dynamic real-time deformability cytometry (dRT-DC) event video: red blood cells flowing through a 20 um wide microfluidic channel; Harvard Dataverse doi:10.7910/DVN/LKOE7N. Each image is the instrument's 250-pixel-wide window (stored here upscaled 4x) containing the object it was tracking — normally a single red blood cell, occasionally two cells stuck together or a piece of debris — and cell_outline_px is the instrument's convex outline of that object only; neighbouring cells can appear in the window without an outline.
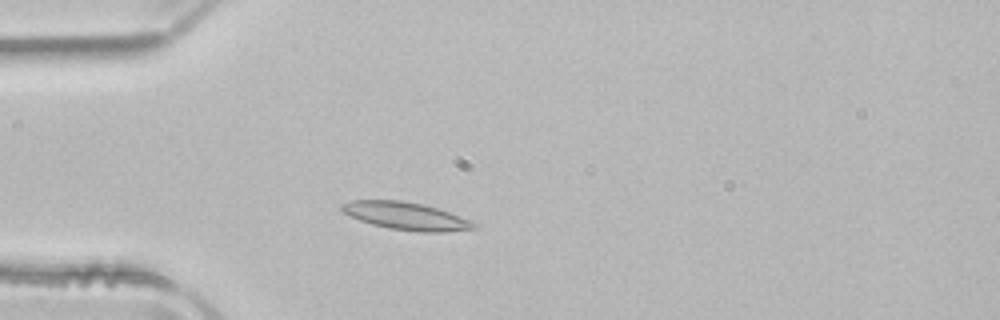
{"species": "common noctule bat (a hibernating species)", "species_latin": "Nyctalus noctula", "temperature_condition": "room temperature", "stored_images_in_passage": 46, "camera_frame_rate_fps": 3000, "um_per_image_px": 0.085, "animal": {"sex": "male", "body_mass_g": 21.5, "forearm_length_mm": 52.0}, "frame": {"image": 1, "passage_image": 9, "time_ms": 2.667, "image_size_px": [1000, 320], "cell_outline_px": [[476, 228], [444, 232], [420, 232], [388, 228], [372, 224], [360, 220], [344, 212], [340, 208], [340, 204], [352, 200], [400, 200], [424, 204], [472, 220], [476, 224]], "centroid_in_image_um": [34.52, 18.36], "position_along_channel_um": 50.5, "area_um2": 21.15}}
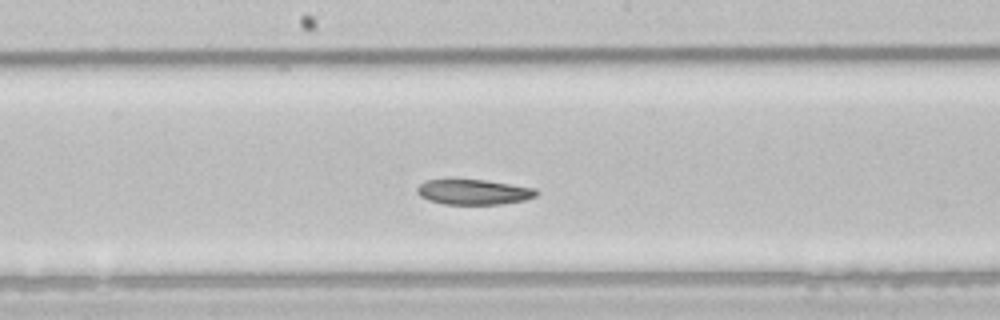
{"frame": {"image": 2, "passage_image": 22, "time_ms": 7.0, "image_size_px": [1000, 320], "cell_outline_px": [[540, 192], [536, 196], [524, 200], [500, 204], [444, 204], [428, 200], [420, 196], [416, 192], [416, 188], [424, 180], [484, 180], [536, 188]], "centroid_in_image_um": [40.26, 16.32], "position_along_channel_um": 207.9, "area_um2": 17.46}}
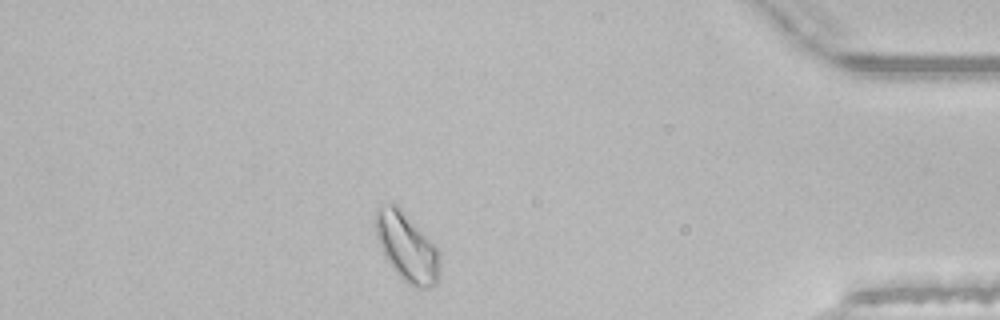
{"frame": {"image": 3, "passage_image": 40, "time_ms": 13.0, "image_size_px": [1000, 320], "cell_outline_px": [[440, 276], [436, 284], [424, 288], [416, 288], [408, 284], [392, 268], [376, 236], [376, 208], [388, 204], [396, 204], [400, 208], [436, 248], [440, 264]], "centroid_in_image_um": [34.59, 21.04], "position_along_channel_um": 400.6, "area_um2": 24.8}, "authors_computed_cell_mechanics": {"area_um2": 20.0566, "velocity_mm_per_s": 3.9069, "shape_relaxation_time_tau1_ms": 8.3185, "shape_relaxation_time_tau2_ms": null, "deformation_change_tau1": 0.1564, "deformation_change_tau2": null}}